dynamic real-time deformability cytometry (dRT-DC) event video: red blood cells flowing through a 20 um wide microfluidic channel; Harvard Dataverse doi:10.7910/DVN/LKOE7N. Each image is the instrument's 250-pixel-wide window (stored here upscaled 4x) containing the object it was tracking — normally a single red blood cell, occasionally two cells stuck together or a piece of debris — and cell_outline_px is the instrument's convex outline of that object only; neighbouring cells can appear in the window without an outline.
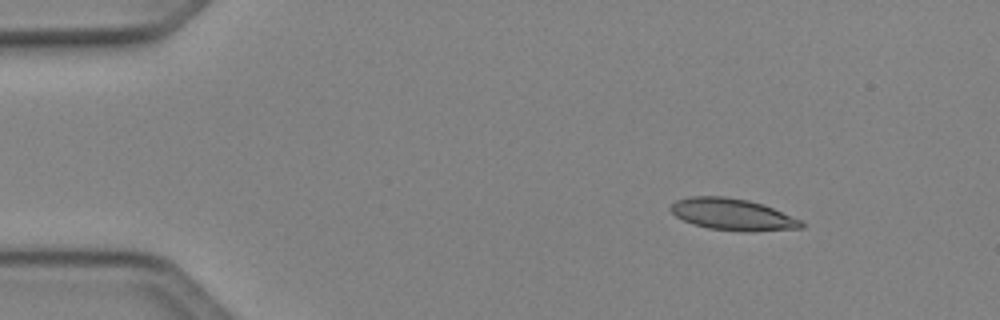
{"species": "Egyptian fruit bat (a non-hibernating species)", "species_latin": "Rousettus aegyptiacus", "temperature_condition": "cold", "stored_images_in_passage": 44, "camera_frame_rate_fps": 3000, "um_per_image_px": 0.085, "animal": {"sex": "female"}, "frame": {"image": 1, "passage_image": 1, "time_ms": 0.0, "image_size_px": [1000, 320], "cell_outline_px": [[804, 228], [708, 228], [692, 224], [676, 216], [668, 208], [676, 200], [692, 196], [724, 196], [748, 200], [772, 208], [800, 220], [804, 224]], "centroid_in_image_um": [62.13, 18.15], "position_along_channel_um": 22.9, "area_um2": 22.54}}
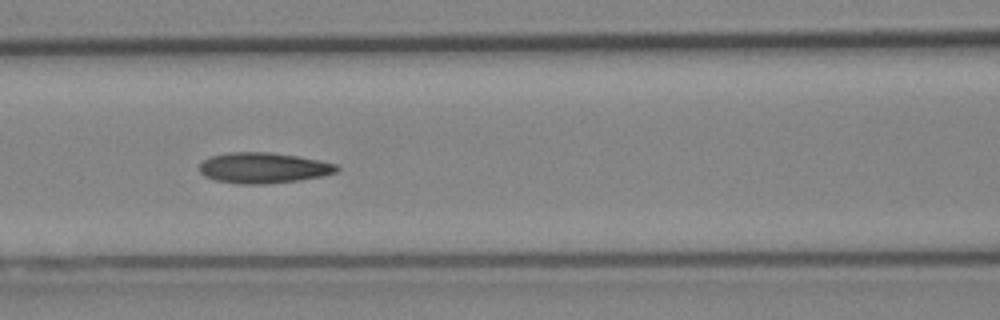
{"frame": {"image": 2, "passage_image": 16, "time_ms": 5.0, "image_size_px": [1000, 320], "cell_outline_px": [[340, 168], [336, 172], [324, 176], [300, 180], [264, 184], [240, 184], [216, 180], [204, 176], [200, 172], [200, 164], [204, 160], [212, 156], [228, 152], [272, 152], [320, 160], [336, 164]], "centroid_in_image_um": [22.41, 14.27], "position_along_channel_um": 144.2, "area_um2": 24.57}}
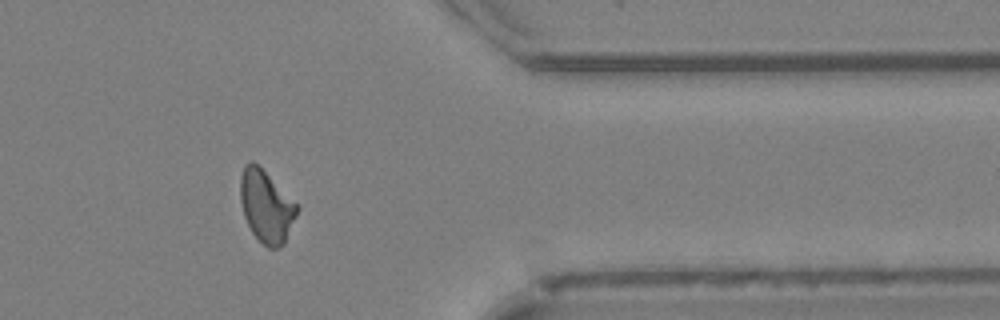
{"frame": {"image": 3, "passage_image": 35, "time_ms": 11.333, "image_size_px": [1000, 320], "cell_outline_px": [[300, 208], [284, 244], [276, 248], [268, 248], [252, 232], [244, 216], [240, 200], [240, 176], [244, 168], [252, 160], [300, 204]], "centroid_in_image_um": [22.67, 17.54], "position_along_channel_um": 388.7, "area_um2": 23.81}, "authors_computed_cell_mechanics": {"area_um2": 23.4668, "velocity_mm_per_s": 4.1076, "shape_relaxation_time_tau1_ms": null, "shape_relaxation_time_tau2_ms": 2.6768, "deformation_change_tau1": null, "deformation_change_tau2": 0.0895}}